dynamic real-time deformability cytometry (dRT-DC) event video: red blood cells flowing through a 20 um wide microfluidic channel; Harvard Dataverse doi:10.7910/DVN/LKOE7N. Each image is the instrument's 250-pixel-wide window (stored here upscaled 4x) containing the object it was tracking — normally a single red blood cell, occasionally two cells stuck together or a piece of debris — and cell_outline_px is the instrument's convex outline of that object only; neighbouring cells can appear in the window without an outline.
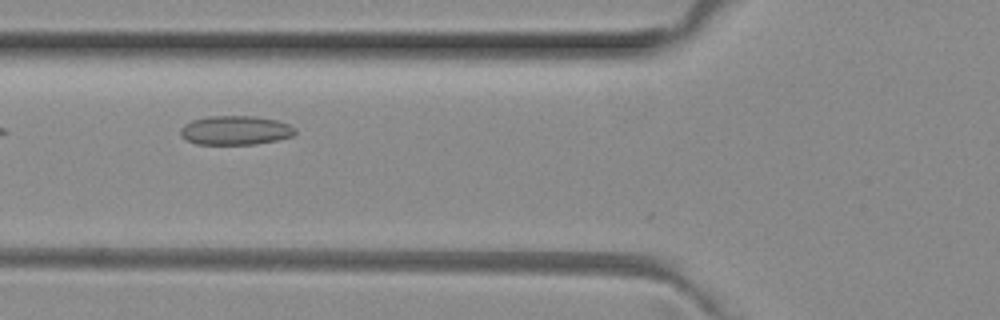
{"species": "common noctule bat (a hibernating species)", "species_latin": "Nyctalus noctula", "temperature_condition": "room temperature", "stored_images_in_passage": 7, "camera_frame_rate_fps": 3000, "um_per_image_px": 0.085, "animal": {"sex": "female", "body_mass_g": 29.2, "forearm_length_mm": 56.3}, "frame": {"image": 1, "passage_image": 4, "time_ms": 1.0, "image_size_px": [1000, 320], "cell_outline_px": [[296, 132], [292, 136], [276, 140], [252, 144], [196, 144], [180, 136], [180, 128], [184, 124], [192, 120], [208, 116], [252, 116], [276, 120], [288, 124], [296, 128]], "centroid_in_image_um": [19.98, 11.07], "position_along_channel_um": 105.8, "area_um2": 19.36}}
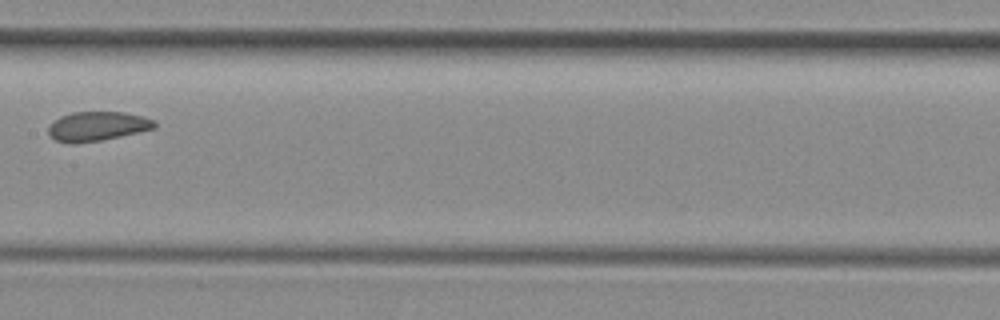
{"frame": {"image": 2, "passage_image": 6, "time_ms": 1.667, "image_size_px": [1000, 320], "cell_outline_px": [[156, 128], [100, 140], [72, 144], [68, 144], [56, 140], [48, 136], [48, 124], [52, 120], [60, 116], [72, 112], [124, 112], [144, 116], [156, 120]], "centroid_in_image_um": [8.22, 10.72], "position_along_channel_um": 199.2, "area_um2": 18.38}}
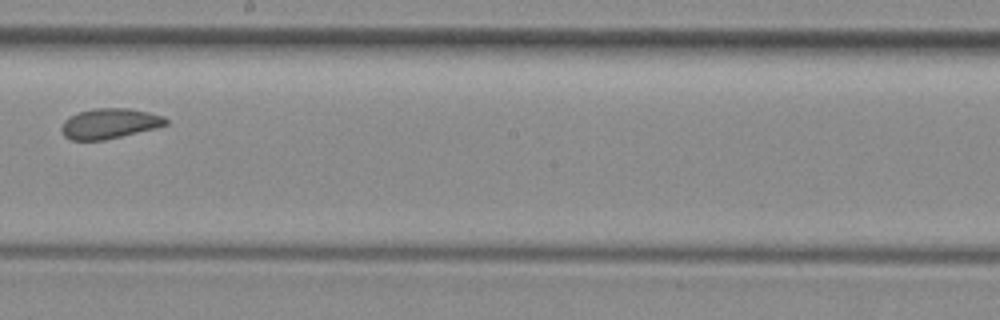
{"frame": {"image": 3, "passage_image": 7, "time_ms": 2.0, "image_size_px": [1000, 320], "cell_outline_px": [[168, 124], [156, 128], [104, 140], [72, 140], [64, 136], [60, 128], [64, 120], [80, 112], [96, 108], [128, 108], [148, 112], [164, 116], [168, 120]], "centroid_in_image_um": [9.32, 10.5], "position_along_channel_um": 238.9, "area_um2": 18.26}}